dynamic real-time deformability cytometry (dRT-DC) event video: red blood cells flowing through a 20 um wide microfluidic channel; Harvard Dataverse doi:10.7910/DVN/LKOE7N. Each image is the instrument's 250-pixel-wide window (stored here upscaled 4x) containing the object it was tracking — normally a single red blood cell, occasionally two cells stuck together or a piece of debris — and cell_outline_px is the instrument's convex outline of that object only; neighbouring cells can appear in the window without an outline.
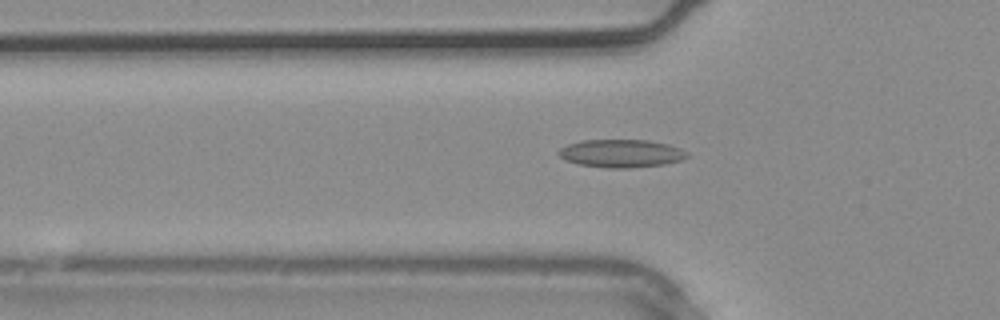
{"species": "common noctule bat (a hibernating species)", "species_latin": "Nyctalus noctula", "temperature_condition": "warm", "stored_images_in_passage": 3, "camera_frame_rate_fps": 3000, "um_per_image_px": 0.085, "animal": {"sex": "male", "body_mass_g": 20.4}, "frame": {"image": 1, "passage_image": 3, "time_ms": 0.667, "image_size_px": [1000, 320], "cell_outline_px": [[688, 156], [680, 160], [664, 164], [628, 168], [604, 168], [580, 164], [564, 160], [556, 152], [560, 148], [568, 144], [580, 140], [648, 140], [668, 144], [680, 148], [688, 152]], "centroid_in_image_um": [52.77, 13.03], "position_along_channel_um": 73.0, "area_um2": 20.98}}